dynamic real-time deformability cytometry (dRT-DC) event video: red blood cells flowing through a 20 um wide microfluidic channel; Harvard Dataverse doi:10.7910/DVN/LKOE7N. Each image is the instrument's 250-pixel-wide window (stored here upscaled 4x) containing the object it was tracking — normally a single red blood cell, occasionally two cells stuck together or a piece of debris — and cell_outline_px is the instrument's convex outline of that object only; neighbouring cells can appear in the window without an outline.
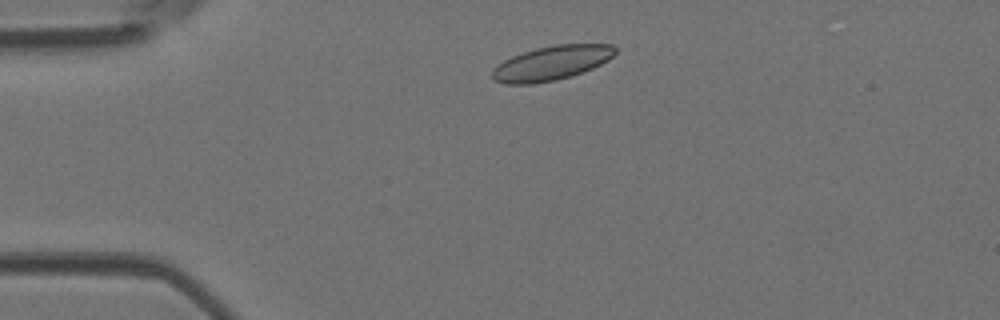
{"species": "Egyptian fruit bat (a non-hibernating species)", "species_latin": "Rousettus aegyptiacus", "temperature_condition": "room temperature", "stored_images_in_passage": 2, "camera_frame_rate_fps": 3000, "um_per_image_px": 0.085, "animal": {"sex": "female"}, "frame": {"image": 1, "passage_image": 1, "time_ms": 0.0, "image_size_px": [1000, 320], "cell_outline_px": [[616, 52], [608, 60], [592, 68], [556, 80], [532, 84], [504, 84], [492, 80], [492, 72], [504, 60], [512, 56], [536, 48], [556, 44], [612, 44], [616, 48]], "centroid_in_image_um": [46.87, 5.36], "position_along_channel_um": 38.1, "area_um2": 24.33}}